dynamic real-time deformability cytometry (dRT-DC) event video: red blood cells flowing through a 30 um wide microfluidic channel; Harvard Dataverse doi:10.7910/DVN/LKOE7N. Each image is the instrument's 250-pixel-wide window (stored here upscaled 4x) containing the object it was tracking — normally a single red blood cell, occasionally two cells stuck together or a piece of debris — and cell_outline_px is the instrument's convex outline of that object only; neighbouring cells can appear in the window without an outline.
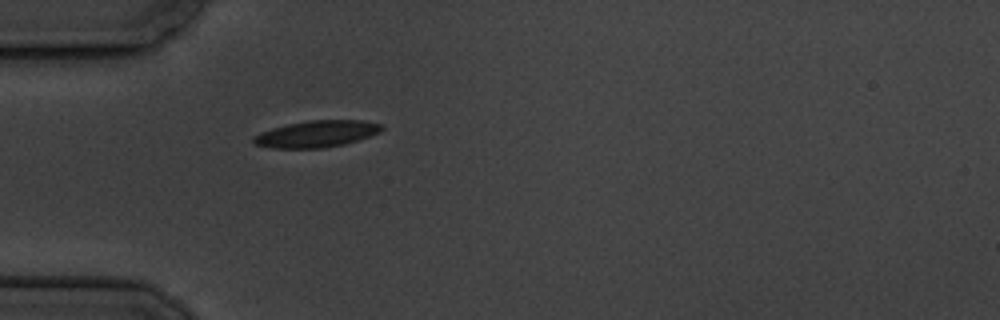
{"species": "common noctule bat (a hibernating species)", "species_latin": "Nyctalus noctula", "temperature_condition": "cold", "stored_images_in_passage": 5, "camera_frame_rate_fps": 3000, "um_per_image_px": 0.085, "animal": {"sex": "male", "body_mass_g": 19.5, "forearm_length_mm": 54.6}, "frame": {"image": 1, "passage_image": 5, "time_ms": 5.667, "image_size_px": [1000, 320], "cell_outline_px": [[384, 128], [380, 132], [344, 144], [320, 148], [272, 148], [252, 144], [252, 136], [260, 132], [272, 128], [288, 124], [308, 120], [364, 120], [380, 124]], "centroid_in_image_um": [26.85, 11.38], "position_along_channel_um": 58.1, "area_um2": 19.88}}